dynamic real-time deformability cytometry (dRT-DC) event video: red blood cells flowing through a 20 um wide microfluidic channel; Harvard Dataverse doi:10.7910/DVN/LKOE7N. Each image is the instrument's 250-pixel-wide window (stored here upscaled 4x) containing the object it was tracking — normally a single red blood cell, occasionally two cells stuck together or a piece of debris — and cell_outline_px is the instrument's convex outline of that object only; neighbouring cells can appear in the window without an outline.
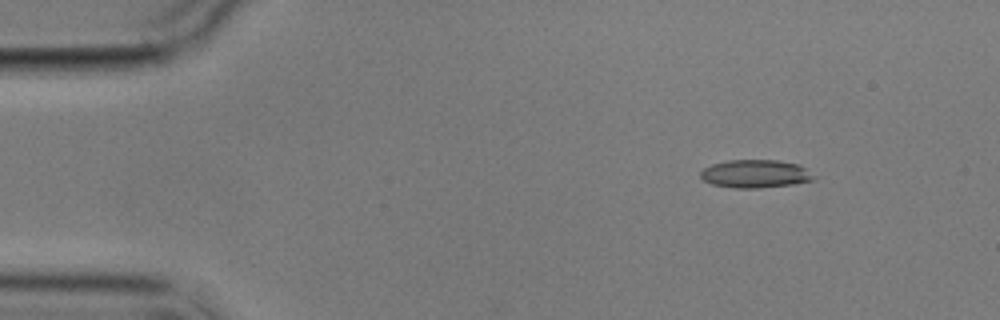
{"species": "common noctule bat (a hibernating species)", "species_latin": "Nyctalus noctula", "temperature_condition": "cold", "stored_images_in_passage": 7, "camera_frame_rate_fps": 3000, "um_per_image_px": 0.085, "animal": {"sex": "male", "body_mass_g": 17.9}, "frame": {"image": 1, "passage_image": 3, "time_ms": 2.0, "image_size_px": [1000, 320], "cell_outline_px": [[812, 180], [792, 184], [760, 188], [736, 188], [712, 184], [704, 180], [700, 176], [700, 172], [704, 168], [712, 164], [728, 160], [776, 160], [800, 164], [812, 176]], "centroid_in_image_um": [64.15, 14.77], "position_along_channel_um": 20.8, "area_um2": 18.26}}
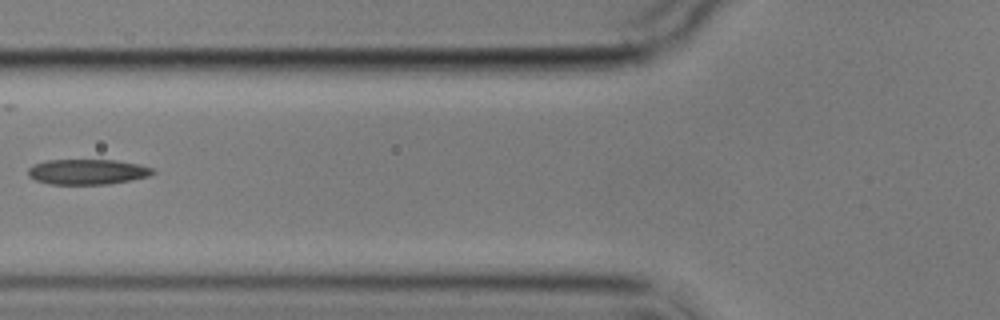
{"frame": {"image": 2, "passage_image": 7, "time_ms": 7.0, "image_size_px": [1000, 320], "cell_outline_px": [[156, 172], [148, 176], [132, 180], [108, 184], [48, 184], [36, 180], [28, 176], [28, 168], [32, 164], [48, 160], [116, 160], [140, 164], [152, 168]], "centroid_in_image_um": [7.42, 14.6], "position_along_channel_um": 118.4, "area_um2": 18.5}}